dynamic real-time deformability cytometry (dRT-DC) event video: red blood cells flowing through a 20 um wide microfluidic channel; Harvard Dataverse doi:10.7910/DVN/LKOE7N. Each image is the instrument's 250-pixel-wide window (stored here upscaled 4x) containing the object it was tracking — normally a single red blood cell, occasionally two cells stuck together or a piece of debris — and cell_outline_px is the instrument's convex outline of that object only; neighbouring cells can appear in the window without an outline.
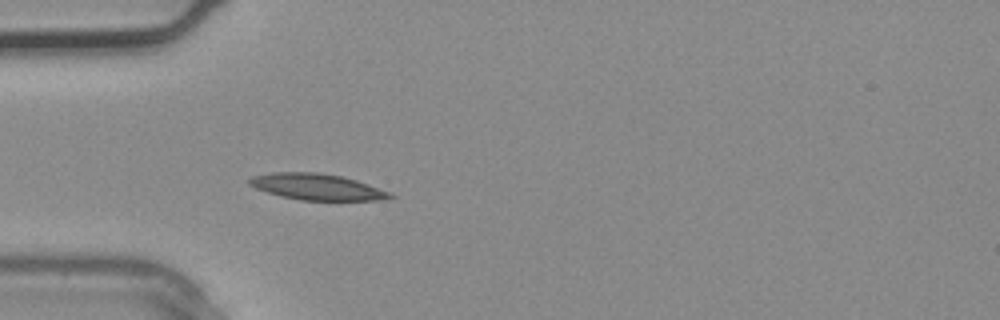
{"species": "common noctule bat (a hibernating species)", "species_latin": "Nyctalus noctula", "temperature_condition": "warm", "stored_images_in_passage": 1, "camera_frame_rate_fps": 3000, "um_per_image_px": 0.085, "animal": {"sex": "male", "body_mass_g": 20.4}, "frame": {"image": 1, "passage_image": 1, "time_ms": 0.0, "image_size_px": [1000, 320], "cell_outline_px": [[396, 196], [384, 200], [300, 200], [280, 196], [256, 188], [248, 184], [248, 180], [252, 176], [272, 172], [316, 172], [340, 176], [356, 180], [392, 192]], "centroid_in_image_um": [26.96, 15.88], "position_along_channel_um": 58.0, "area_um2": 21.5}}